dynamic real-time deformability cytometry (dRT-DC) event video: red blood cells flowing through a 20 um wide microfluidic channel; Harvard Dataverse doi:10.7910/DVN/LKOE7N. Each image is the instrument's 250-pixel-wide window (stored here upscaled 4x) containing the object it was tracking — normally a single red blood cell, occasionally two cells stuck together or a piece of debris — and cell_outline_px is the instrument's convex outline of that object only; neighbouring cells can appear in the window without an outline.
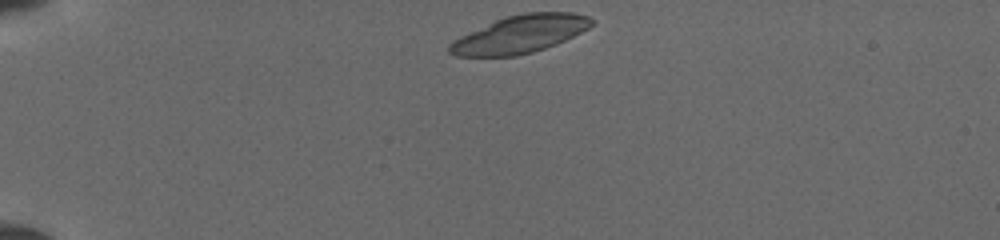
{"species": "common noctule bat (a hibernating species)", "species_latin": "Nyctalus noctula", "temperature_condition": "cold", "stored_images_in_passage": 12, "camera_frame_rate_fps": 3000, "um_per_image_px": 0.085, "animal": {"sex": "female", "body_mass_g": 19.5, "forearm_length_mm": 54.1}, "frame": {"image": 1, "passage_image": 1, "time_ms": 0.0, "image_size_px": [1000, 240], "cell_outline_px": [[592, 24], [588, 28], [556, 44], [532, 52], [516, 56], [456, 56], [448, 52], [448, 44], [460, 36], [496, 20], [508, 16], [524, 12], [572, 12], [588, 16], [592, 20]], "centroid_in_image_um": [44.18, 2.91], "position_along_channel_um": 40.8, "area_um2": 30.81}}